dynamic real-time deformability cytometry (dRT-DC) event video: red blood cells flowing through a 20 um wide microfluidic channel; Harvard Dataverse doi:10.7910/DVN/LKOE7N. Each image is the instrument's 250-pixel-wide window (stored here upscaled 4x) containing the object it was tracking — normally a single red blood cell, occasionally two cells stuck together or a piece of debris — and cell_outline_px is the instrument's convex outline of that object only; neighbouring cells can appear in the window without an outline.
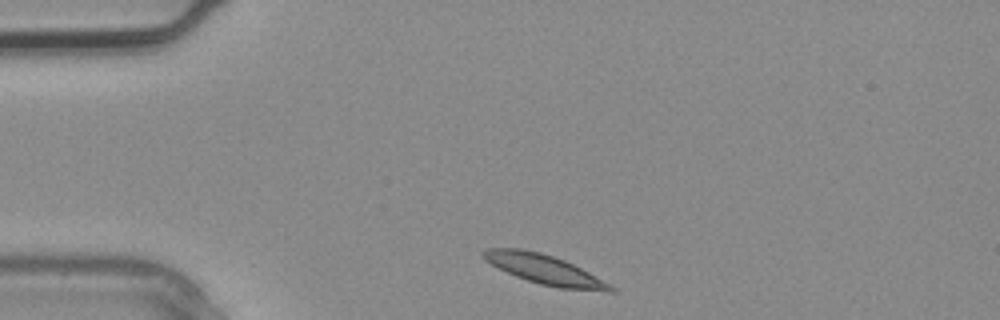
{"species": "common noctule bat (a hibernating species)", "species_latin": "Nyctalus noctula", "temperature_condition": "warm", "stored_images_in_passage": 1, "camera_frame_rate_fps": 3000, "um_per_image_px": 0.085, "animal": {"sex": "male", "body_mass_g": 20.4}, "frame": {"image": 1, "passage_image": 1, "time_ms": 0.0, "image_size_px": [1000, 320], "cell_outline_px": [[616, 292], [608, 292], [560, 288], [540, 284], [516, 276], [484, 260], [480, 256], [480, 252], [484, 248], [520, 248], [540, 252], [564, 260], [588, 272], [616, 288]], "centroid_in_image_um": [46.25, 22.9], "position_along_channel_um": 38.7, "area_um2": 21.73}}